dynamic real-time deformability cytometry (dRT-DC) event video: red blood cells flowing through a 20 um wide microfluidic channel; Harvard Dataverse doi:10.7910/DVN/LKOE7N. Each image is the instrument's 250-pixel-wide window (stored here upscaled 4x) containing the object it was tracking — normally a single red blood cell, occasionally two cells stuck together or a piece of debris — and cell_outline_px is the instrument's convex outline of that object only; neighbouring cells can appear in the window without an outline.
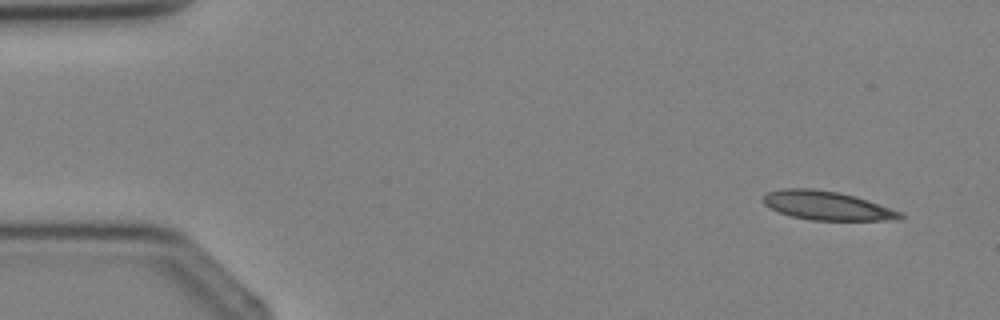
{"species": "Egyptian fruit bat (a non-hibernating species)", "species_latin": "Rousettus aegyptiacus", "temperature_condition": "cold", "stored_images_in_passage": 3, "camera_frame_rate_fps": 3000, "um_per_image_px": 0.085, "animal": {"sex": "female"}, "frame": {"image": 1, "passage_image": 1, "time_ms": 0.0, "image_size_px": [1000, 320], "cell_outline_px": [[904, 216], [900, 220], [812, 220], [792, 216], [780, 212], [764, 204], [764, 196], [768, 192], [780, 188], [812, 188], [836, 192], [856, 196], [868, 200], [900, 212]], "centroid_in_image_um": [70.3, 17.47], "position_along_channel_um": 14.7, "area_um2": 22.77}}
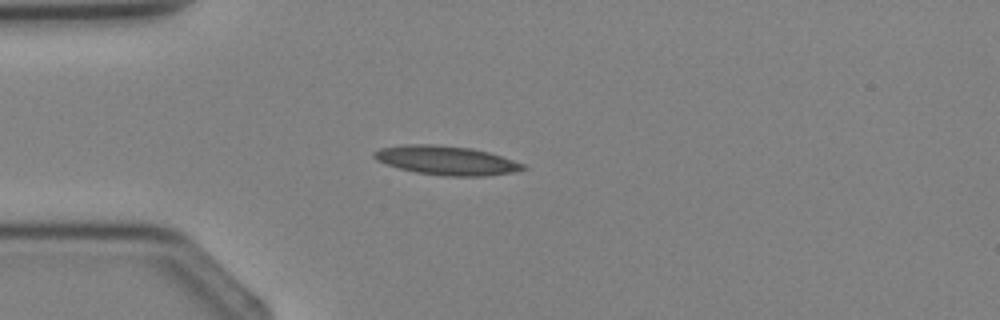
{"frame": {"image": 2, "passage_image": 3, "time_ms": 2.333, "image_size_px": [1000, 320], "cell_outline_px": [[528, 168], [512, 172], [484, 176], [444, 176], [416, 172], [400, 168], [376, 160], [372, 156], [372, 152], [380, 148], [404, 144], [440, 144], [472, 148], [488, 152], [524, 164]], "centroid_in_image_um": [37.91, 13.62], "position_along_channel_um": 47.1, "area_um2": 25.14}}